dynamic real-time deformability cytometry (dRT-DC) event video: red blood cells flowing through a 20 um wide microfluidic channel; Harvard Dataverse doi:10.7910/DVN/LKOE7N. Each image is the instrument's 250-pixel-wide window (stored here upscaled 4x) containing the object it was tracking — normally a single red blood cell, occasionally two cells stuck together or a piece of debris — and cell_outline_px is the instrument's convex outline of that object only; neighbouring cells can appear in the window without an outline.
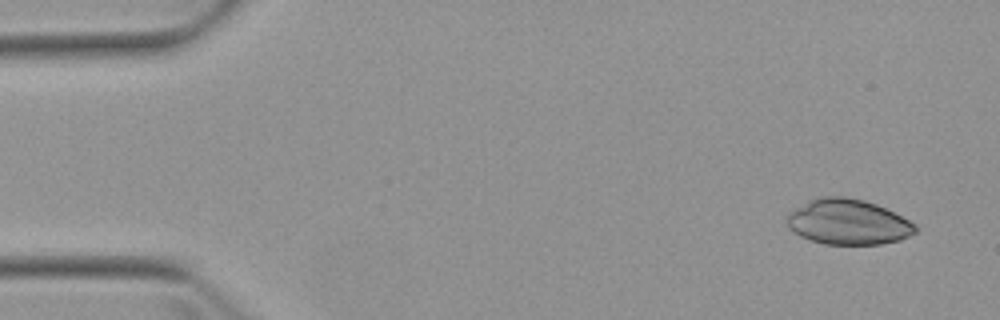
{"species": "Egyptian fruit bat (a non-hibernating species)", "species_latin": "Rousettus aegyptiacus", "temperature_condition": "warm", "stored_images_in_passage": 4, "camera_frame_rate_fps": 3000, "um_per_image_px": 0.085, "animal": {"sex": "female"}, "frame": {"image": 1, "passage_image": 1, "time_ms": 0.0, "image_size_px": [1000, 320], "cell_outline_px": [[916, 232], [900, 240], [880, 244], [824, 244], [800, 236], [788, 228], [784, 220], [788, 212], [808, 200], [820, 196], [844, 196], [864, 200], [876, 204], [916, 224]], "centroid_in_image_um": [72.02, 18.86], "position_along_channel_um": 13.0, "area_um2": 34.04}}
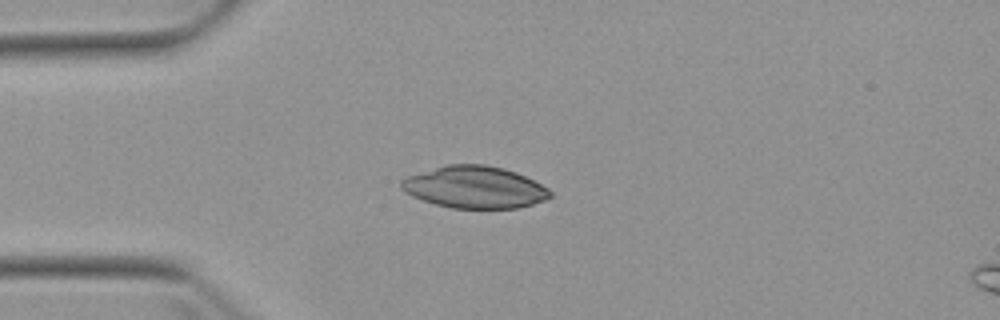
{"frame": {"image": 2, "passage_image": 4, "time_ms": 3.333, "image_size_px": [1000, 320], "cell_outline_px": [[552, 196], [548, 200], [516, 208], [452, 208], [436, 204], [412, 196], [404, 192], [400, 188], [400, 180], [408, 176], [444, 164], [484, 164], [504, 168], [516, 172], [548, 188], [552, 192]], "centroid_in_image_um": [40.34, 15.91], "position_along_channel_um": 44.7, "area_um2": 36.53}}